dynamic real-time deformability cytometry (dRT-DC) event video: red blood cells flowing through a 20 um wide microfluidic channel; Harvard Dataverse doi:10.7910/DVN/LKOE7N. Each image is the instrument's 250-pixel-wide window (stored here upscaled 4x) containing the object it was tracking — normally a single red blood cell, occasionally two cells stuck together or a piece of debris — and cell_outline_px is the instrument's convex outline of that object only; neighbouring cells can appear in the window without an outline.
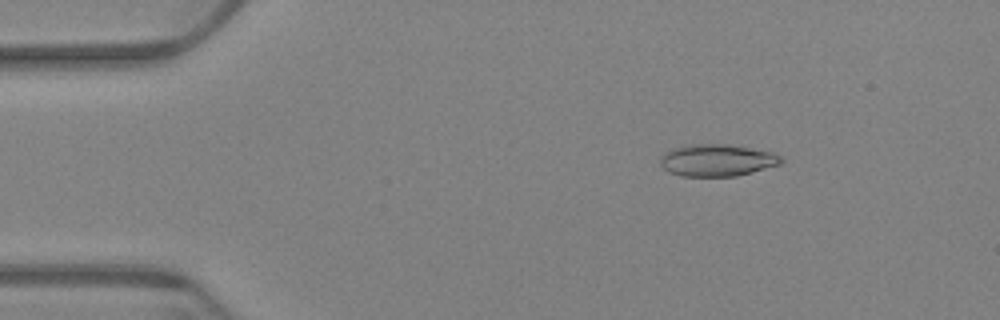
{"species": "Egyptian fruit bat (a non-hibernating species)", "species_latin": "Rousettus aegyptiacus", "temperature_condition": "warm", "stored_images_in_passage": 41, "camera_frame_rate_fps": 3000, "um_per_image_px": 0.085, "animal": {"sex": "female"}, "frame": {"image": 1, "passage_image": 9, "time_ms": 2.667, "image_size_px": [1000, 320], "cell_outline_px": [[784, 160], [780, 164], [752, 172], [736, 176], [680, 176], [668, 172], [660, 164], [660, 156], [664, 152], [684, 144], [728, 144], [772, 152], [780, 156]], "centroid_in_image_um": [60.91, 13.61], "position_along_channel_um": 24.1, "area_um2": 22.66}}
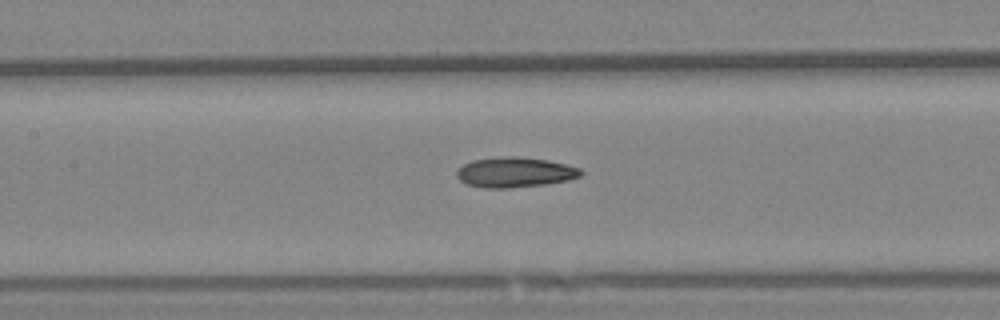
{"frame": {"image": 2, "passage_image": 28, "time_ms": 9.0, "image_size_px": [1000, 320], "cell_outline_px": [[584, 172], [580, 176], [568, 180], [544, 184], [512, 188], [484, 188], [468, 184], [460, 180], [456, 176], [456, 172], [464, 164], [472, 160], [504, 156], [516, 156], [548, 160], [568, 164], [580, 168]], "centroid_in_image_um": [43.79, 14.64], "position_along_channel_um": 163.6, "area_um2": 21.85}}
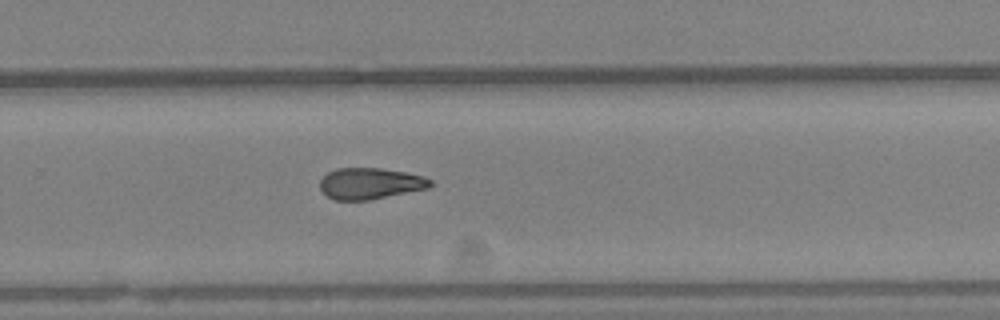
{"frame": {"image": 3, "passage_image": 40, "time_ms": 13.0, "image_size_px": [1000, 320], "cell_outline_px": [[432, 184], [428, 188], [368, 200], [332, 200], [320, 188], [320, 180], [328, 172], [336, 168], [380, 168], [404, 172], [424, 176], [432, 180]], "centroid_in_image_um": [31.45, 15.59], "position_along_channel_um": 298.3, "area_um2": 20.0}}